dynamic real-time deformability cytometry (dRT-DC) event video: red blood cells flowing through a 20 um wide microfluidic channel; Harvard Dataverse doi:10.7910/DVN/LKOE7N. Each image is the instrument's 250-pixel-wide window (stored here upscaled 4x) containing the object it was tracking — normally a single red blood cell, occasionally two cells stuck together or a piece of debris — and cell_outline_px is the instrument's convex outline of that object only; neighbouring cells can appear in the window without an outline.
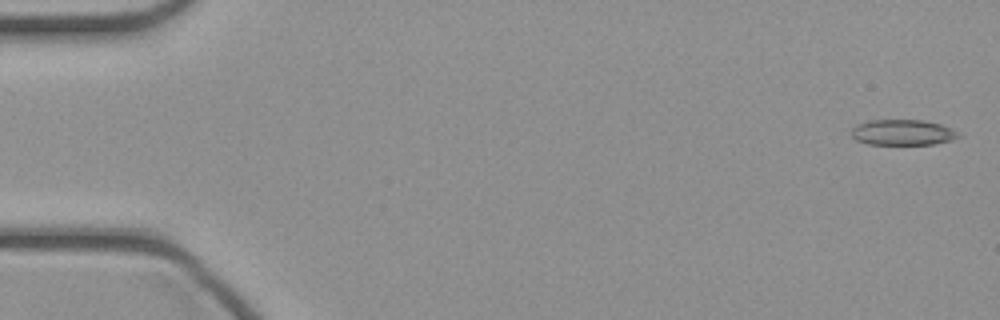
{"species": "common noctule bat (a hibernating species)", "species_latin": "Nyctalus noctula", "temperature_condition": "cold", "stored_images_in_passage": 46, "camera_frame_rate_fps": 3000, "um_per_image_px": 0.085, "animal": {"sex": "female", "body_mass_g": 21.9}, "frame": {"image": 1, "passage_image": 1, "time_ms": 0.0, "image_size_px": [1000, 320], "cell_outline_px": [[964, 136], [952, 140], [936, 144], [868, 144], [856, 140], [852, 136], [852, 128], [856, 124], [872, 120], [924, 120], [940, 124], [952, 128], [960, 132]], "centroid_in_image_um": [76.79, 11.25], "position_along_channel_um": 8.2, "area_um2": 16.18}}
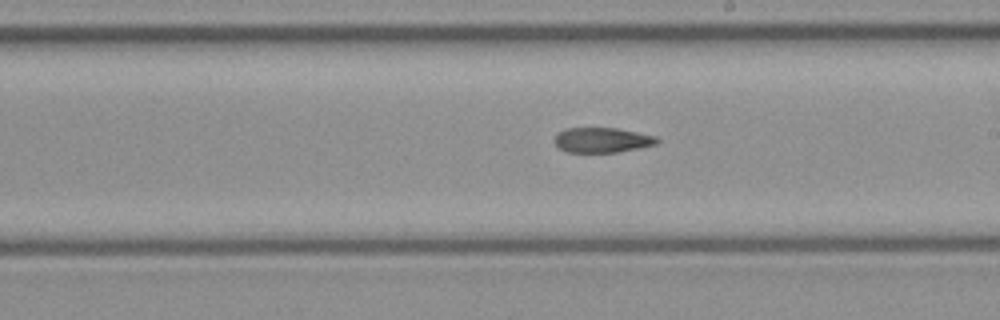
{"frame": {"image": 2, "passage_image": 26, "time_ms": 8.333, "image_size_px": [1000, 320], "cell_outline_px": [[660, 140], [656, 144], [640, 148], [616, 152], [568, 152], [560, 148], [552, 140], [556, 132], [564, 128], [616, 128], [656, 136]], "centroid_in_image_um": [51.14, 11.9], "position_along_channel_um": 237.9, "area_um2": 15.03}}
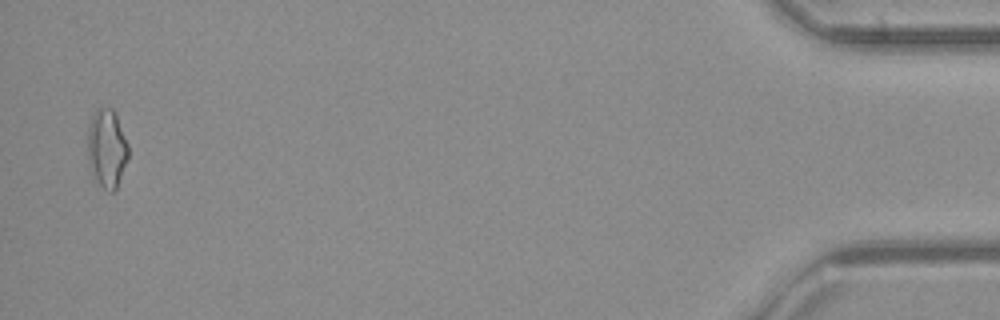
{"frame": {"image": 3, "passage_image": 45, "time_ms": 14.667, "image_size_px": [1000, 320], "cell_outline_px": [[128, 160], [116, 188], [112, 192], [108, 192], [92, 176], [88, 164], [88, 128], [92, 116], [96, 108], [112, 108], [116, 112], [128, 144]], "centroid_in_image_um": [9.08, 12.61], "position_along_channel_um": 426.1, "area_um2": 18.79}}